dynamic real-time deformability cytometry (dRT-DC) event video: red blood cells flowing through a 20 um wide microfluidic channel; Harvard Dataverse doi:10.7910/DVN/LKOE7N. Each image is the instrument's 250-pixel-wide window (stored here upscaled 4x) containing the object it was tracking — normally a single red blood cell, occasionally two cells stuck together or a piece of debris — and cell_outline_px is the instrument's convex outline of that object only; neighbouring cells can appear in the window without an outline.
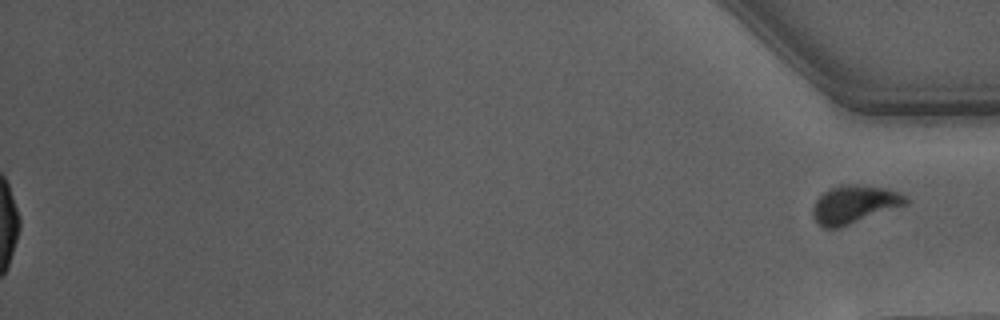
{"species": "Egyptian fruit bat (a non-hibernating species)", "species_latin": "Rousettus aegyptiacus", "temperature_condition": "warm", "stored_images_in_passage": 56, "segment_of_instrument_passage": [2, 2], "camera_frame_rate_fps": 3000, "um_per_image_px": 0.085, "animal": {"sex": "male"}, "frame": {"image": 1, "passage_image": 56, "time_ms": 18.333, "image_size_px": [1000, 320], "cell_outline_px": [[908, 200], [904, 204], [848, 224], [836, 228], [824, 228], [812, 216], [812, 208], [816, 200], [828, 188], [844, 184], [852, 184], [884, 188], [896, 192], [904, 196]], "centroid_in_image_um": [72.52, 17.35], "position_along_channel_um": 362.7, "area_um2": 19.77}}